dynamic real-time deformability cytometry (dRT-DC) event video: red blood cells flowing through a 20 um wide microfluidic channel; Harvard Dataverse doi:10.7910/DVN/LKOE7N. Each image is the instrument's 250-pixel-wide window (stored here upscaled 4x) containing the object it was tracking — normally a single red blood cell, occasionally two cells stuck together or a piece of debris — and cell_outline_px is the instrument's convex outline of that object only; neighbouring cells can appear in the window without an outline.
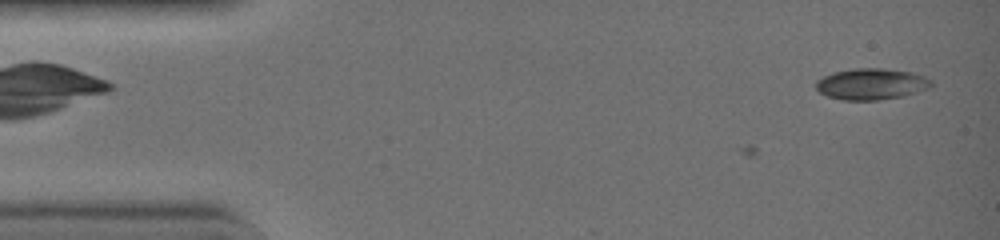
{"species": "common noctule bat (a hibernating species)", "species_latin": "Nyctalus noctula", "temperature_condition": "warm", "stored_images_in_passage": 41, "camera_frame_rate_fps": 3000, "um_per_image_px": 0.085, "animal": {"sex": "female", "body_mass_g": 19.0, "forearm_length_mm": 51.5}, "frame": {"image": 1, "passage_image": 1, "time_ms": 0.0, "image_size_px": [1000, 240], "cell_outline_px": [[932, 84], [928, 88], [904, 96], [880, 100], [844, 100], [828, 96], [820, 92], [816, 88], [816, 80], [832, 72], [856, 68], [880, 68], [912, 72], [924, 76], [932, 80]], "centroid_in_image_um": [74.06, 7.14], "position_along_channel_um": 10.9, "area_um2": 20.98}}
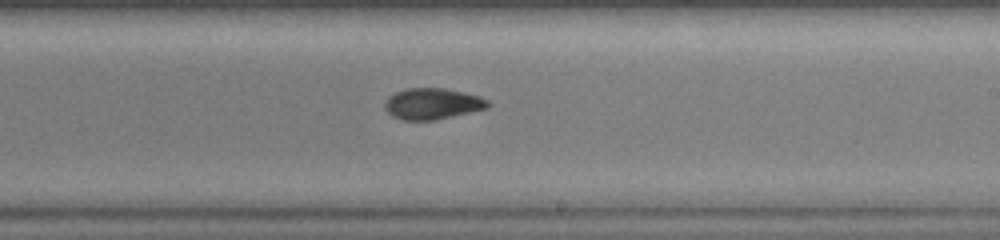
{"frame": {"image": 2, "passage_image": 24, "time_ms": 7.667, "image_size_px": [1000, 240], "cell_outline_px": [[488, 104], [484, 108], [432, 120], [404, 120], [388, 112], [384, 104], [388, 96], [404, 88], [444, 88], [480, 96], [488, 100]], "centroid_in_image_um": [36.7, 8.79], "position_along_channel_um": 252.3, "area_um2": 18.15}}
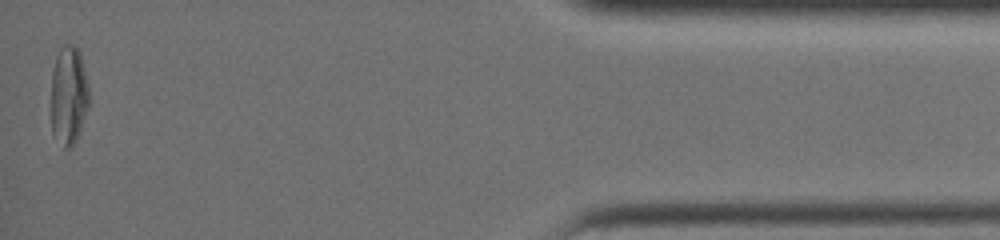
{"frame": {"image": 3, "passage_image": 40, "time_ms": 13.0, "image_size_px": [1000, 240], "cell_outline_px": [[88, 104], [76, 136], [72, 144], [68, 148], [64, 148], [52, 132], [52, 72], [56, 56], [60, 48], [64, 44], [72, 44], [80, 52], [88, 88]], "centroid_in_image_um": [5.81, 8.04], "position_along_channel_um": 429.4, "area_um2": 21.04}, "authors_computed_cell_mechanics": {"area_um2": 19.1318, "velocity_mm_per_s": 4.5985, "shape_relaxation_time_tau1_ms": 7.5683, "shape_relaxation_time_tau2_ms": 2.2942, "deformation_change_tau1": 0.2574, "deformation_change_tau2": 0.0637}}